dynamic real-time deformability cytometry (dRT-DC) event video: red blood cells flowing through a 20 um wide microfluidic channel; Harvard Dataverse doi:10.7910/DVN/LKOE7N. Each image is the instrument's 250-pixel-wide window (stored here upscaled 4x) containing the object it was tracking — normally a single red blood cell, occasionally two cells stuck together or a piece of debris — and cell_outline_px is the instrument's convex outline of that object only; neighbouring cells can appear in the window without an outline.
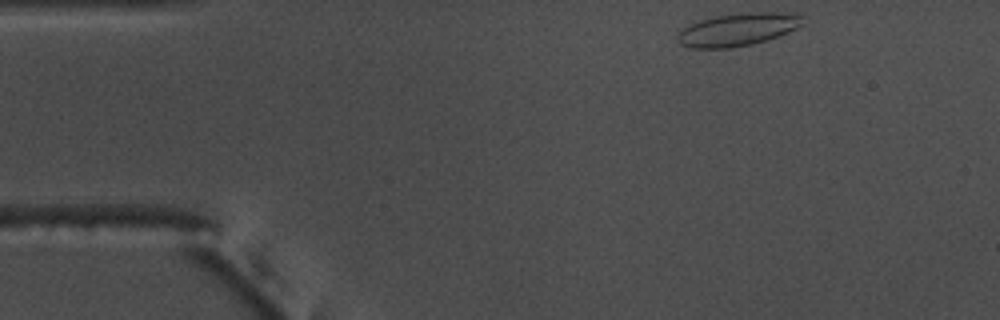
{"species": "common noctule bat (a hibernating species)", "species_latin": "Nyctalus noctula", "temperature_condition": "warm", "stored_images_in_passage": 36, "camera_frame_rate_fps": 3000, "um_per_image_px": 0.085, "animal": {"sex": "male", "body_mass_g": 17.5, "forearm_length_mm": 52.3}, "frame": {"image": 1, "passage_image": 1, "time_ms": 0.0, "image_size_px": [1000, 320], "cell_outline_px": [[804, 24], [788, 32], [752, 44], [728, 48], [688, 48], [680, 44], [676, 40], [676, 36], [684, 28], [700, 20], [716, 16], [744, 12], [776, 12], [804, 16]], "centroid_in_image_um": [62.69, 2.51], "position_along_channel_um": 22.3, "area_um2": 23.7}}
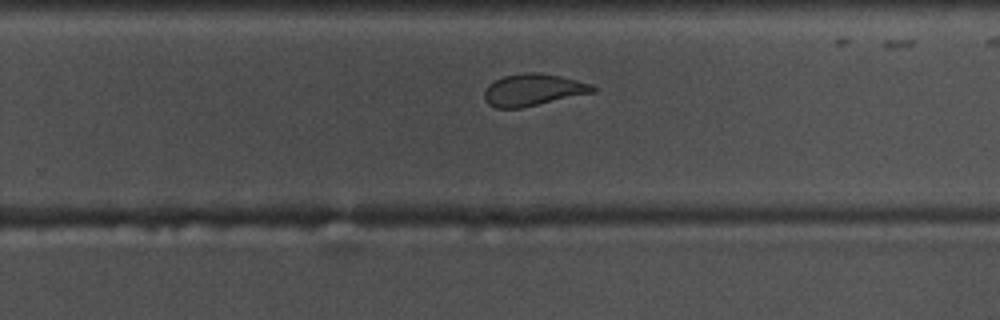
{"frame": {"image": 2, "passage_image": 28, "time_ms": 9.0, "image_size_px": [1000, 320], "cell_outline_px": [[596, 92], [520, 108], [496, 108], [488, 104], [484, 100], [484, 92], [488, 84], [504, 76], [528, 72], [536, 72], [560, 76], [592, 84], [596, 88]], "centroid_in_image_um": [45.31, 7.64], "position_along_channel_um": 284.5, "area_um2": 20.11}}
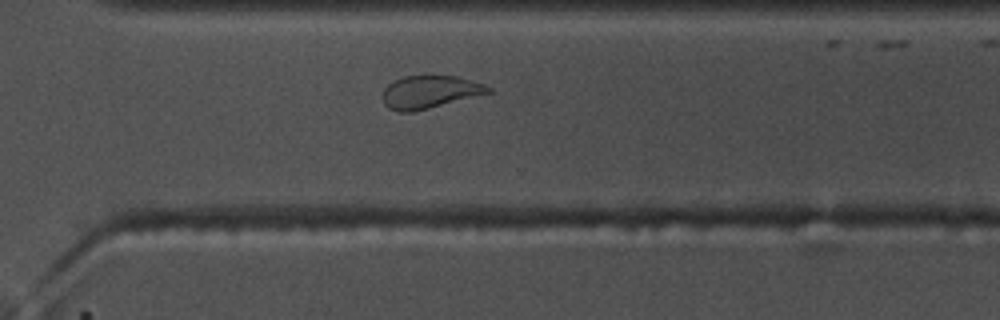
{"frame": {"image": 3, "passage_image": 32, "time_ms": 10.333, "image_size_px": [1000, 320], "cell_outline_px": [[492, 92], [412, 112], [396, 112], [388, 108], [384, 104], [384, 88], [388, 84], [404, 76], [456, 76], [484, 84], [492, 88]], "centroid_in_image_um": [36.52, 7.82], "position_along_channel_um": 334.1, "area_um2": 19.88}}